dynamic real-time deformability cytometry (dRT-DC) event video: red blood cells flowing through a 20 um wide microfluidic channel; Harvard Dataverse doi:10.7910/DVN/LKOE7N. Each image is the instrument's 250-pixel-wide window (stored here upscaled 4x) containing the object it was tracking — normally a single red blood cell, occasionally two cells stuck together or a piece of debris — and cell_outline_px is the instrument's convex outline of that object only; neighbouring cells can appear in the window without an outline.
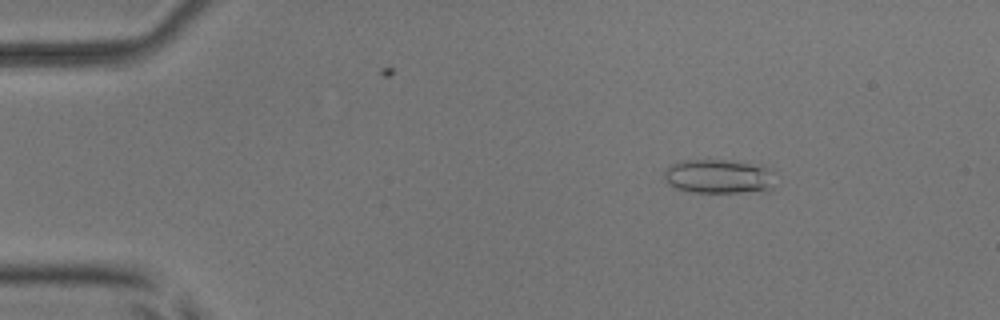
{"species": "common noctule bat (a hibernating species)", "species_latin": "Nyctalus noctula", "temperature_condition": "room temperature", "stored_images_in_passage": 38, "camera_frame_rate_fps": 3000, "um_per_image_px": 0.085, "animal": {"sex": "male", "body_mass_g": 17.9, "forearm_length_mm": 54.2}, "frame": {"image": 1, "passage_image": 6, "time_ms": 1.667, "image_size_px": [1000, 320], "cell_outline_px": [[776, 172], [772, 188], [768, 192], [692, 192], [676, 188], [668, 184], [664, 180], [664, 168], [676, 160], [724, 160], [764, 164], [772, 168]], "centroid_in_image_um": [61.15, 14.98], "position_along_channel_um": 23.8, "area_um2": 23.06}}
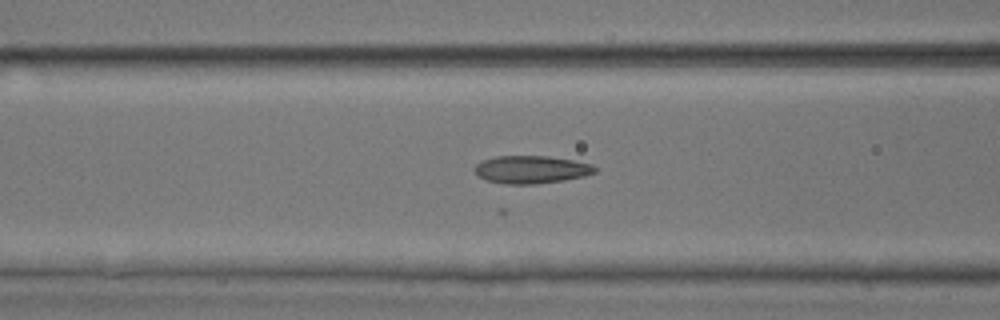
{"frame": {"image": 2, "passage_image": 20, "time_ms": 6.333, "image_size_px": [1000, 320], "cell_outline_px": [[596, 172], [584, 176], [564, 180], [536, 184], [504, 184], [484, 180], [472, 168], [480, 160], [496, 156], [548, 156], [572, 160], [592, 164], [596, 168]], "centroid_in_image_um": [45.12, 14.41], "position_along_channel_um": 121.5, "area_um2": 19.59}}
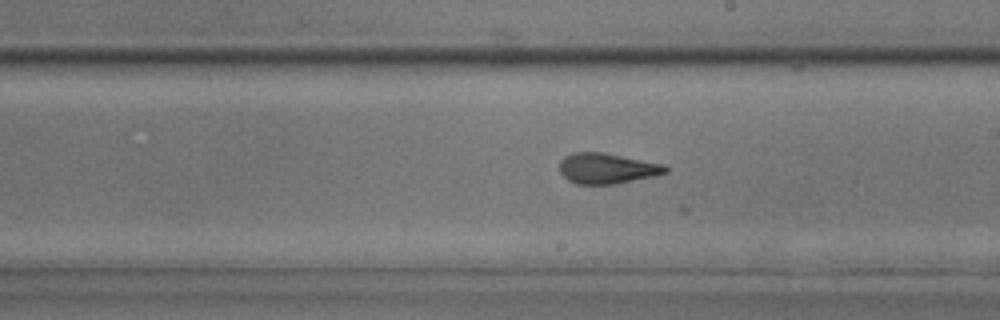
{"frame": {"image": 3, "passage_image": 29, "time_ms": 9.333, "image_size_px": [1000, 320], "cell_outline_px": [[668, 172], [656, 176], [616, 184], [576, 184], [568, 180], [560, 172], [560, 160], [564, 156], [572, 152], [604, 152], [664, 164], [668, 168]], "centroid_in_image_um": [51.61, 14.31], "position_along_channel_um": 237.4, "area_um2": 19.07}}